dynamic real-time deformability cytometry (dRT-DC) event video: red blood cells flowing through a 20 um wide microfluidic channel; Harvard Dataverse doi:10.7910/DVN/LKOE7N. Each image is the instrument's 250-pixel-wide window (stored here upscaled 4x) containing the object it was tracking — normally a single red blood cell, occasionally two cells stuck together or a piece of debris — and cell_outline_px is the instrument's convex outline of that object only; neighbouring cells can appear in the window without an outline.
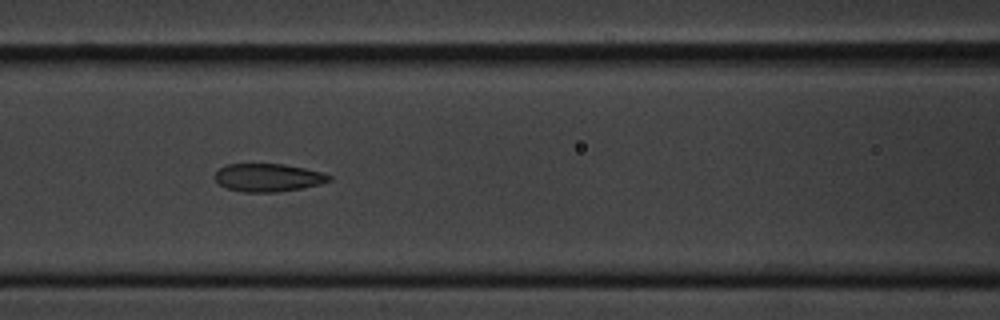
{"species": "common noctule bat (a hibernating species)", "species_latin": "Nyctalus noctula", "temperature_condition": "cold", "stored_images_in_passage": 10, "camera_frame_rate_fps": 3000, "um_per_image_px": 0.085, "animal": {"sex": "male", "body_mass_g": 20.1, "forearm_length_mm": 53.5}, "frame": {"image": 1, "passage_image": 7, "time_ms": 7.0, "image_size_px": [1000, 320], "cell_outline_px": [[332, 180], [320, 184], [300, 188], [276, 192], [244, 192], [228, 188], [220, 184], [212, 176], [220, 168], [228, 164], [284, 164], [304, 168], [320, 172], [332, 176]], "centroid_in_image_um": [22.78, 15.09], "position_along_channel_um": 143.8, "area_um2": 18.5}}
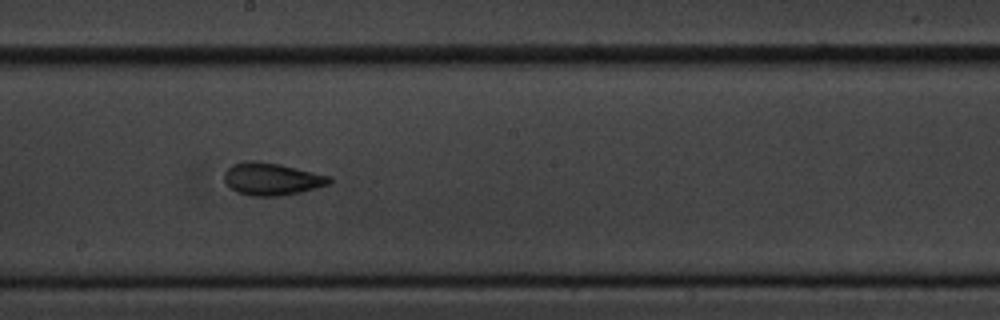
{"frame": {"image": 2, "passage_image": 9, "time_ms": 9.333, "image_size_px": [1000, 320], "cell_outline_px": [[332, 180], [328, 184], [316, 188], [300, 192], [276, 196], [252, 196], [236, 192], [224, 180], [224, 172], [232, 164], [244, 160], [256, 160], [280, 164], [332, 176]], "centroid_in_image_um": [23.09, 15.19], "position_along_channel_um": 225.1, "area_um2": 19.94}}
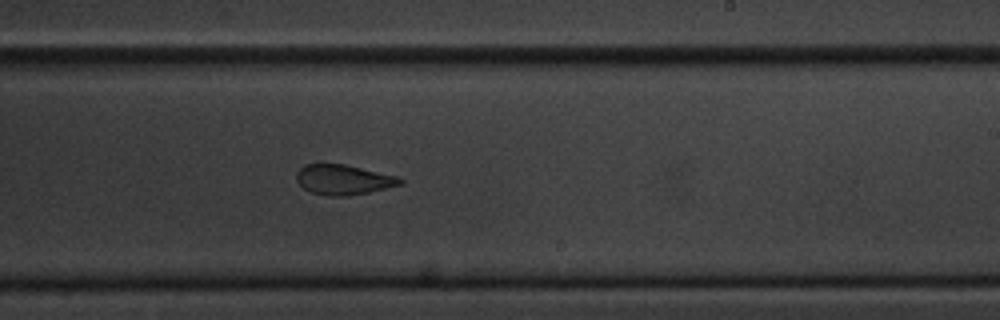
{"frame": {"image": 3, "passage_image": 10, "time_ms": 10.333, "image_size_px": [1000, 320], "cell_outline_px": [[404, 184], [368, 192], [348, 196], [328, 196], [312, 192], [304, 188], [296, 180], [296, 172], [304, 164], [320, 160], [344, 164], [400, 176], [404, 180]], "centroid_in_image_um": [29.17, 15.22], "position_along_channel_um": 259.8, "area_um2": 18.84}}